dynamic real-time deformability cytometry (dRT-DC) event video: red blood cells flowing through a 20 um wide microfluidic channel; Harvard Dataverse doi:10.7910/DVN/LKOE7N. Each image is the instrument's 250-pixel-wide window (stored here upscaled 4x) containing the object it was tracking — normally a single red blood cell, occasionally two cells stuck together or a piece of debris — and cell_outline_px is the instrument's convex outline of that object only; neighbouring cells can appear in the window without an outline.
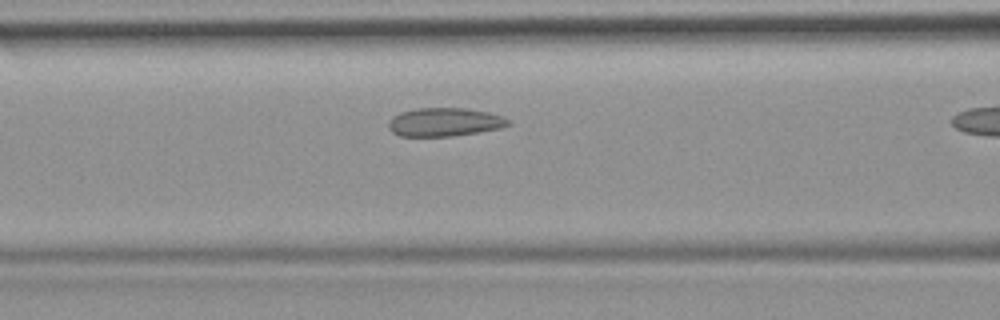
{"species": "common noctule bat (a hibernating species)", "species_latin": "Nyctalus noctula", "temperature_condition": "room temperature", "stored_images_in_passage": 10, "camera_frame_rate_fps": 3000, "um_per_image_px": 0.085, "animal": {"sex": "female", "body_mass_g": 19.9}, "frame": {"image": 1, "passage_image": 9, "time_ms": 2.667, "image_size_px": [1000, 320], "cell_outline_px": [[508, 124], [500, 128], [452, 136], [400, 136], [392, 132], [388, 128], [388, 120], [392, 116], [400, 112], [416, 108], [464, 108], [488, 112], [504, 116], [508, 120]], "centroid_in_image_um": [37.72, 10.37], "position_along_channel_um": 128.9, "area_um2": 19.83}}